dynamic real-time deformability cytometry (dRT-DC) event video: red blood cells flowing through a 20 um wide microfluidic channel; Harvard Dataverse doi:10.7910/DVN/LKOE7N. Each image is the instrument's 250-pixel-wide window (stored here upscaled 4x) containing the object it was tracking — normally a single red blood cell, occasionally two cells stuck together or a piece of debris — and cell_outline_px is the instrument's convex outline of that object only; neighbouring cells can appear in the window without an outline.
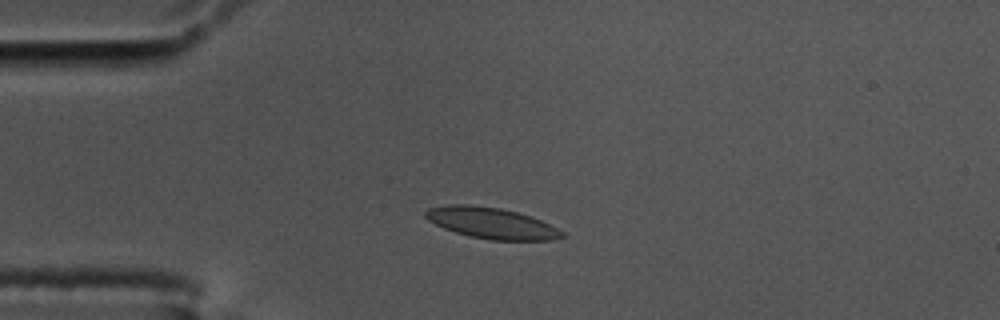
{"species": "common noctule bat (a hibernating species)", "species_latin": "Nyctalus noctula", "temperature_condition": "cold", "stored_images_in_passage": 43, "camera_frame_rate_fps": 3000, "um_per_image_px": 0.085, "animal": {"sex": "male", "body_mass_g": 17.5, "forearm_length_mm": 52.3}, "frame": {"image": 1, "passage_image": 1, "time_ms": 0.0, "image_size_px": [1000, 320], "cell_outline_px": [[564, 236], [552, 240], [492, 240], [468, 236], [444, 228], [428, 220], [424, 216], [424, 212], [428, 208], [452, 204], [468, 204], [500, 208], [516, 212], [540, 220], [564, 232]], "centroid_in_image_um": [41.74, 18.96], "position_along_channel_um": 43.3, "area_um2": 24.45}}
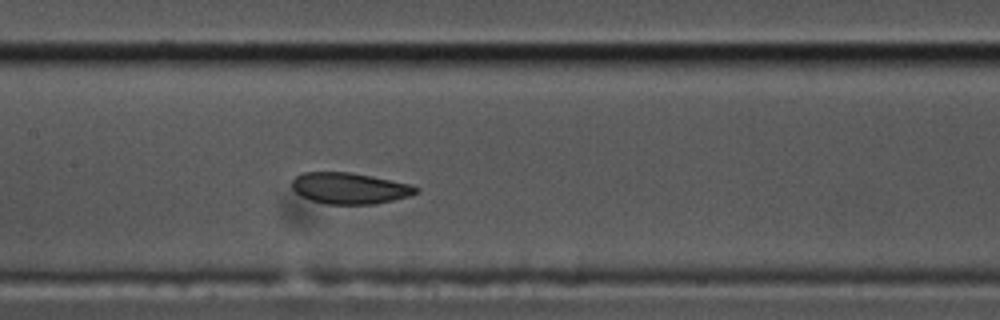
{"frame": {"image": 2, "passage_image": 14, "time_ms": 4.333, "image_size_px": [1000, 320], "cell_outline_px": [[420, 192], [408, 196], [376, 204], [324, 204], [300, 196], [292, 188], [292, 180], [296, 176], [304, 172], [348, 172], [412, 184], [420, 188]], "centroid_in_image_um": [29.73, 16.0], "position_along_channel_um": 177.7, "area_um2": 22.54}}
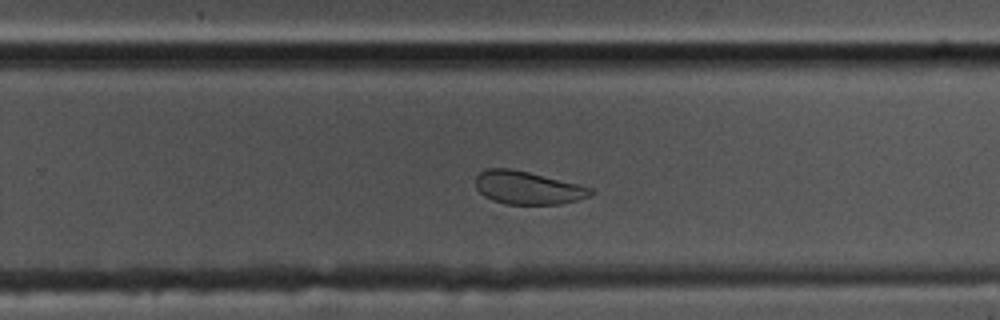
{"frame": {"image": 3, "passage_image": 23, "time_ms": 7.333, "image_size_px": [1000, 320], "cell_outline_px": [[596, 192], [592, 196], [560, 204], [504, 204], [492, 200], [484, 196], [476, 188], [476, 176], [480, 172], [488, 168], [508, 168], [528, 172], [592, 188]], "centroid_in_image_um": [44.85, 15.97], "position_along_channel_um": 285.0, "area_um2": 22.02}, "authors_computed_cell_mechanics": {"area_um2": 24.4494, "velocity_mm_per_s": 3.5761, "shape_relaxation_time_tau1_ms": 8.8972, "shape_relaxation_time_tau2_ms": 1.5233, "deformation_change_tau1": 0.14, "deformation_change_tau2": 0.0399}}